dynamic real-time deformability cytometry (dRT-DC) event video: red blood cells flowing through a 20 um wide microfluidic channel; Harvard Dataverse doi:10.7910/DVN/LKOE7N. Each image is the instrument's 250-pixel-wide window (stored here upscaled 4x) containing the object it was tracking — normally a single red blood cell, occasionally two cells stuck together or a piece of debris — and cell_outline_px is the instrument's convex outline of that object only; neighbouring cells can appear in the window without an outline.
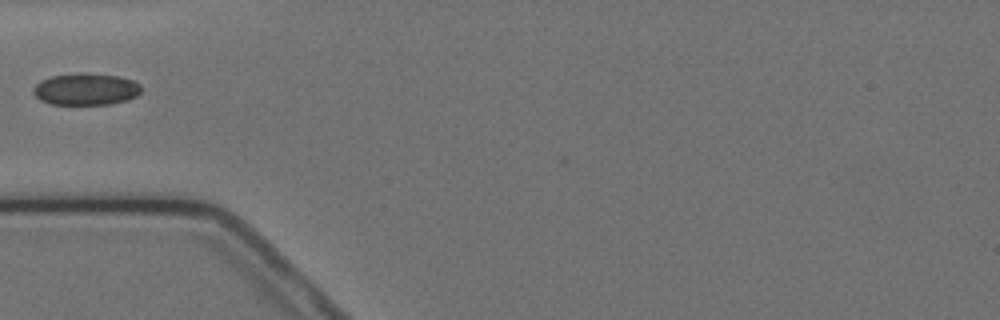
{"species": "Egyptian fruit bat (a non-hibernating species)", "species_latin": "Rousettus aegyptiacus", "temperature_condition": "cold", "stored_images_in_passage": 1, "camera_frame_rate_fps": 3000, "um_per_image_px": 0.085, "animal": {"sex": "female"}, "frame": {"image": 1, "passage_image": 1, "time_ms": 0.0, "image_size_px": [1000, 320], "cell_outline_px": [[140, 92], [136, 96], [128, 100], [108, 104], [48, 104], [40, 100], [32, 92], [32, 88], [40, 80], [52, 76], [80, 72], [120, 76], [132, 80], [140, 84]], "centroid_in_image_um": [7.27, 7.57], "position_along_channel_um": 77.7, "area_um2": 20.17}}